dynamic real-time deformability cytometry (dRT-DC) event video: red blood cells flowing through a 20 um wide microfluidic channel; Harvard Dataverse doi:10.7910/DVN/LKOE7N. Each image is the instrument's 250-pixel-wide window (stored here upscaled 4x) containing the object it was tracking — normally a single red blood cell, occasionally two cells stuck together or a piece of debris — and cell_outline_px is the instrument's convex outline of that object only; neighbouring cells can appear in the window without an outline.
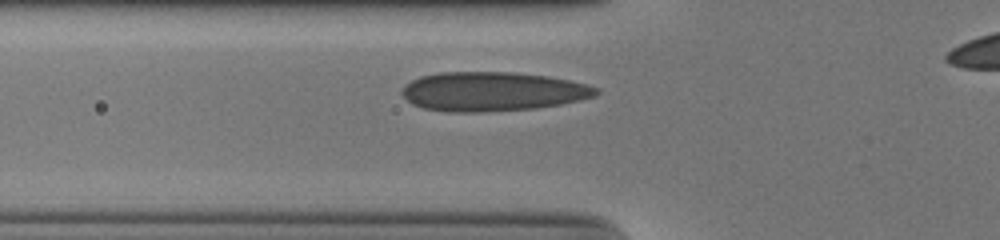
{"species": "human", "species_latin": "Homo sapiens", "temperature_condition": "cold", "stored_images_in_passage": 26, "camera_frame_rate_fps": 3000, "um_per_image_px": 0.085, "donor": {"sex": "male"}, "frame": {"image": 1, "passage_image": 2, "time_ms": 0.333, "image_size_px": [1000, 240], "cell_outline_px": [[600, 92], [596, 96], [580, 100], [560, 104], [536, 108], [480, 112], [448, 112], [424, 108], [412, 104], [400, 92], [404, 84], [420, 76], [440, 72], [512, 72], [548, 76], [588, 84], [600, 88]], "centroid_in_image_um": [41.87, 7.77], "position_along_channel_um": 83.9, "area_um2": 44.56}}
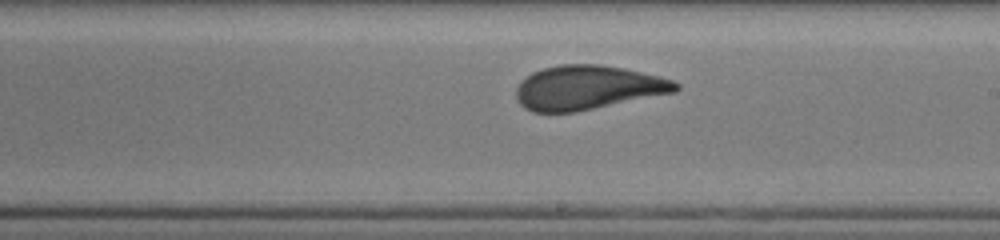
{"frame": {"image": 2, "passage_image": 14, "time_ms": 4.333, "image_size_px": [1000, 240], "cell_outline_px": [[680, 88], [676, 92], [576, 112], [532, 112], [524, 108], [520, 104], [516, 96], [516, 88], [532, 72], [544, 68], [560, 64], [600, 64], [624, 68], [672, 80], [680, 84]], "centroid_in_image_um": [49.96, 7.45], "position_along_channel_um": 239.0, "area_um2": 40.92}}
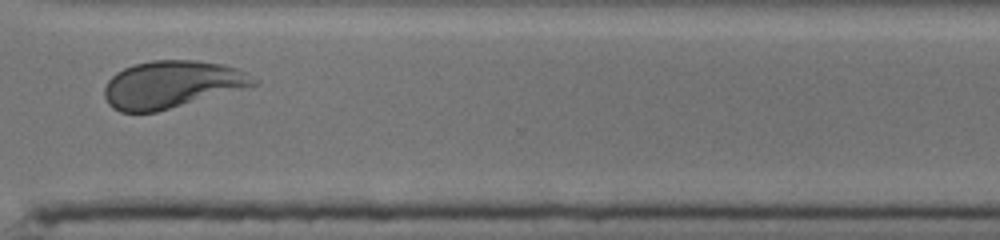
{"frame": {"image": 3, "passage_image": 23, "time_ms": 7.333, "image_size_px": [1000, 240], "cell_outline_px": [[260, 84], [156, 112], [120, 112], [112, 108], [108, 104], [104, 96], [104, 88], [108, 80], [116, 72], [132, 64], [152, 60], [196, 60], [224, 64], [236, 68], [260, 80]], "centroid_in_image_um": [14.59, 7.17], "position_along_channel_um": 356.0, "area_um2": 41.27}, "authors_computed_cell_mechanics": {"area_um2": 41.1825, "velocity_mm_per_s": 3.8814, "shape_relaxation_time_tau1_ms": 6.5118, "shape_relaxation_time_tau2_ms": 0.7293, "deformation_change_tau1": 0.1849, "deformation_change_tau2": 0.0504}}